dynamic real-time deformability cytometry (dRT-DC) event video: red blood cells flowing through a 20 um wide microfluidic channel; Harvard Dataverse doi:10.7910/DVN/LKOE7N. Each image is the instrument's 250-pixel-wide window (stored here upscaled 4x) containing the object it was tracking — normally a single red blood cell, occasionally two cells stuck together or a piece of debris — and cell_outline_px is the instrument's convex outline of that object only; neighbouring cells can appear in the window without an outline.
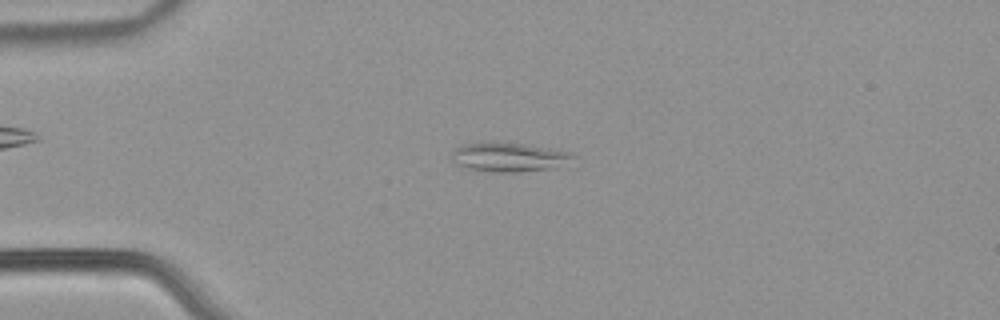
{"species": "common noctule bat (a hibernating species)", "species_latin": "Nyctalus noctula", "temperature_condition": "warm", "stored_images_in_passage": 38, "camera_frame_rate_fps": 3000, "um_per_image_px": 0.085, "animal": {"sex": "male", "body_mass_g": 21.5, "forearm_length_mm": 52.0}, "frame": {"image": 1, "passage_image": 5, "time_ms": 1.333, "image_size_px": [1000, 320], "cell_outline_px": [[576, 156], [548, 168], [516, 172], [496, 172], [468, 168], [456, 164], [452, 160], [452, 152], [456, 148], [464, 144], [520, 144], [568, 152]], "centroid_in_image_um": [43.14, 13.38], "position_along_channel_um": 41.9, "area_um2": 19.13}}
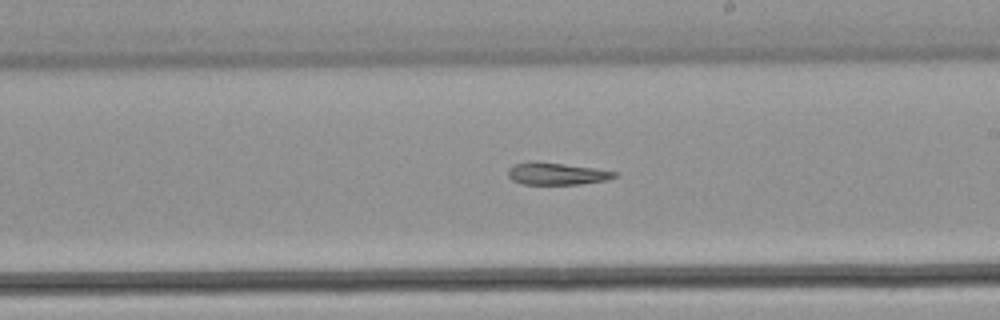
{"frame": {"image": 2, "passage_image": 23, "time_ms": 7.333, "image_size_px": [1000, 320], "cell_outline_px": [[616, 176], [608, 180], [580, 184], [524, 184], [512, 180], [508, 176], [508, 168], [516, 164], [536, 160], [592, 168], [616, 172]], "centroid_in_image_um": [47.28, 14.76], "position_along_channel_um": 241.7, "area_um2": 13.64}}
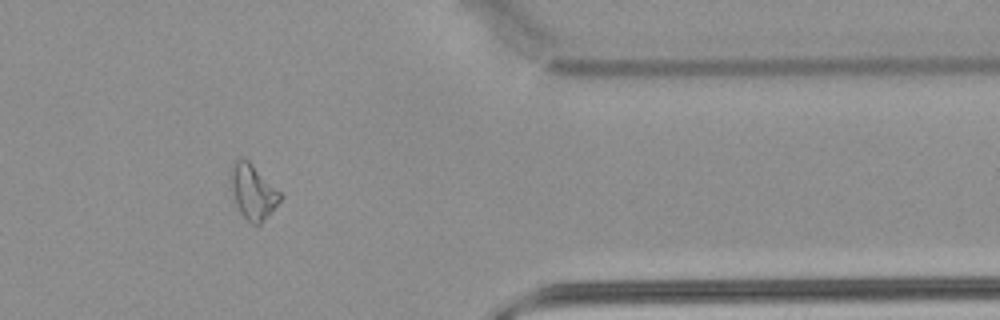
{"frame": {"image": 3, "passage_image": 36, "time_ms": 11.667, "image_size_px": [1000, 320], "cell_outline_px": [[284, 196], [268, 216], [260, 224], [252, 224], [240, 212], [236, 204], [232, 188], [232, 164], [236, 160], [248, 160]], "centroid_in_image_um": [21.54, 16.34], "position_along_channel_um": 389.9, "area_um2": 15.2}}